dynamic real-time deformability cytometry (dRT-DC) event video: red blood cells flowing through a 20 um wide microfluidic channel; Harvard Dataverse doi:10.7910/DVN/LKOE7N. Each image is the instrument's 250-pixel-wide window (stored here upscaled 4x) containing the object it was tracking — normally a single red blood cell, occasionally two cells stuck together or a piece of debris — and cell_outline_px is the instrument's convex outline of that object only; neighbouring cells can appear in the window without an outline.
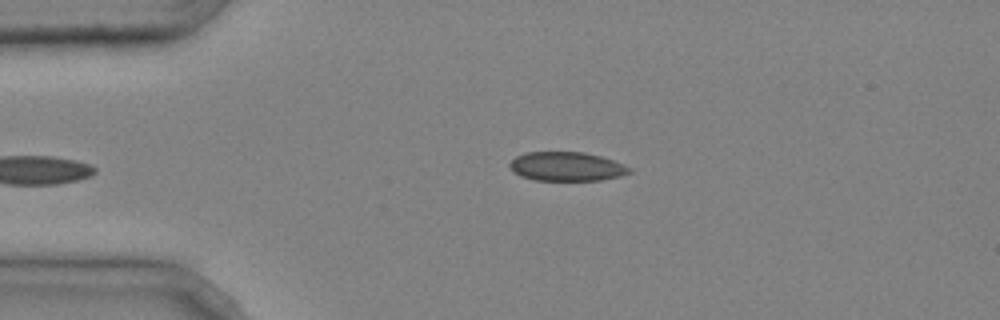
{"species": "common noctule bat (a hibernating species)", "species_latin": "Nyctalus noctula", "temperature_condition": "cold", "stored_images_in_passage": 4, "camera_frame_rate_fps": 3000, "um_per_image_px": 0.085, "animal": {"sex": "male", "body_mass_g": 20.4}, "frame": {"image": 1, "passage_image": 4, "time_ms": 1.0, "image_size_px": [1000, 320], "cell_outline_px": [[632, 172], [620, 176], [600, 180], [532, 180], [520, 176], [512, 172], [508, 164], [516, 156], [524, 152], [584, 152], [600, 156], [624, 164], [632, 168]], "centroid_in_image_um": [48.14, 14.15], "position_along_channel_um": 36.9, "area_um2": 20.4}}